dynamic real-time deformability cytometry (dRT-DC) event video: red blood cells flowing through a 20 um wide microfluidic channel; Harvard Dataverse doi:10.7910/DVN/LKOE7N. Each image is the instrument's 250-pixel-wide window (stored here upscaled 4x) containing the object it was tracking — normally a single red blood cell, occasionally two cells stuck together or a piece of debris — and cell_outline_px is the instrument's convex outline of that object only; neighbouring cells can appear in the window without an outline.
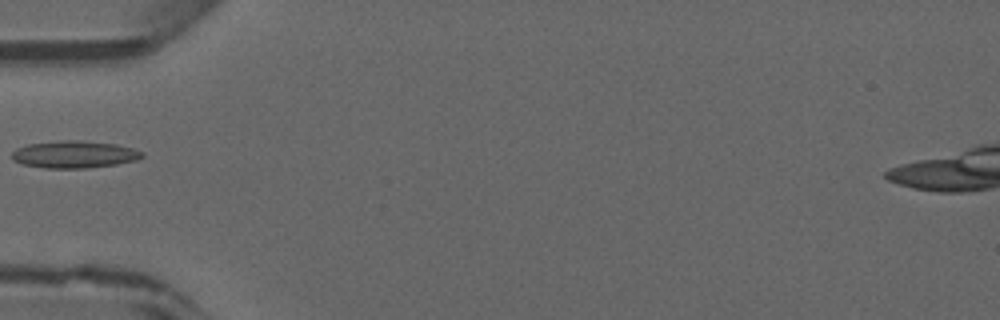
{"species": "common noctule bat (a hibernating species)", "species_latin": "Nyctalus noctula", "temperature_condition": "warm", "stored_images_in_passage": 31, "camera_frame_rate_fps": 3000, "um_per_image_px": 0.085, "animal": {"sex": "male", "forearm_length_mm": 52.5}, "frame": {"image": 1, "passage_image": 1, "time_ms": 0.0, "image_size_px": [1000, 320], "cell_outline_px": [[144, 156], [136, 160], [116, 164], [88, 168], [44, 168], [24, 164], [12, 160], [12, 152], [16, 148], [28, 144], [60, 140], [80, 140], [116, 144], [132, 148], [144, 152]], "centroid_in_image_um": [6.31, 13.12], "position_along_channel_um": 78.7, "area_um2": 20.69}}
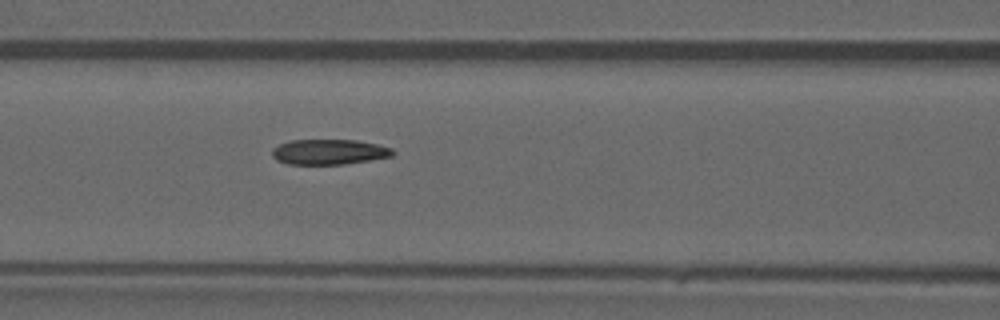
{"frame": {"image": 2, "passage_image": 5, "time_ms": 1.333, "image_size_px": [1000, 320], "cell_outline_px": [[396, 152], [392, 156], [344, 164], [288, 164], [276, 160], [272, 156], [272, 148], [288, 140], [356, 140], [376, 144], [392, 148]], "centroid_in_image_um": [27.95, 12.91], "position_along_channel_um": 138.7, "area_um2": 17.74}}